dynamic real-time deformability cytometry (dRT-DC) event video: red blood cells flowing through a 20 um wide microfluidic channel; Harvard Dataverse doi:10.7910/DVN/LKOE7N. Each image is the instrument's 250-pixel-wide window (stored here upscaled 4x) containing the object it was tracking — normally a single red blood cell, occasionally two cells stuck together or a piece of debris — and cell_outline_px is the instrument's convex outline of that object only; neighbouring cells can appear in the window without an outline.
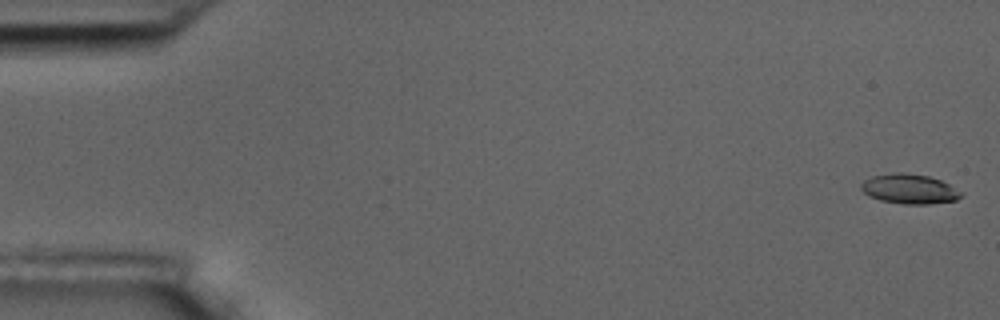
{"species": "common noctule bat (a hibernating species)", "species_latin": "Nyctalus noctula", "temperature_condition": "room temperature", "stored_images_in_passage": 10, "camera_frame_rate_fps": 3000, "um_per_image_px": 0.085, "animal": {"sex": "male", "body_mass_g": 17.5, "forearm_length_mm": 52.3}, "frame": {"image": 1, "passage_image": 1, "time_ms": 0.0, "image_size_px": [1000, 320], "cell_outline_px": [[964, 196], [956, 200], [928, 204], [904, 204], [880, 200], [868, 196], [860, 188], [860, 184], [864, 180], [872, 176], [892, 172], [900, 172], [928, 176], [940, 180], [964, 192]], "centroid_in_image_um": [77.3, 16.06], "position_along_channel_um": 7.7, "area_um2": 17.46}}
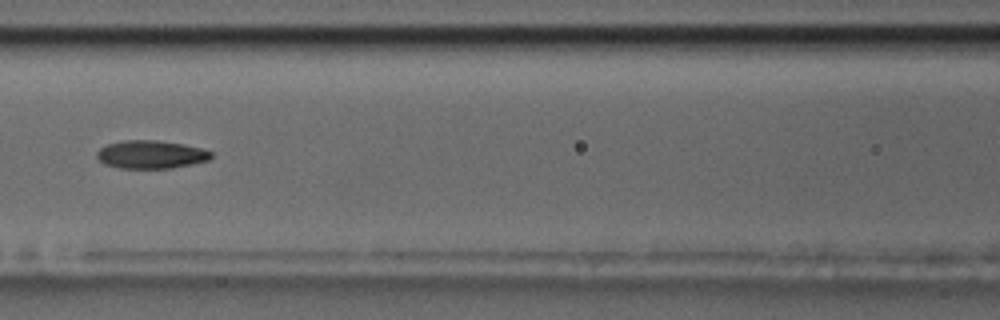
{"frame": {"image": 2, "passage_image": 8, "time_ms": 8.0, "image_size_px": [1000, 320], "cell_outline_px": [[212, 156], [208, 160], [192, 164], [172, 168], [120, 168], [104, 164], [96, 156], [96, 152], [100, 148], [108, 144], [124, 140], [156, 140], [184, 144], [200, 148], [212, 152]], "centroid_in_image_um": [12.82, 13.13], "position_along_channel_um": 153.8, "area_um2": 18.67}}
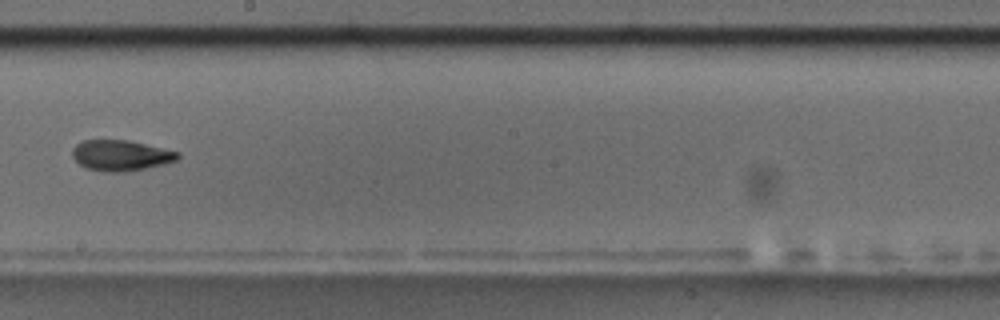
{"frame": {"image": 3, "passage_image": 10, "time_ms": 10.333, "image_size_px": [1000, 320], "cell_outline_px": [[180, 156], [176, 160], [164, 164], [144, 168], [116, 172], [108, 172], [88, 168], [80, 164], [72, 156], [72, 148], [76, 144], [84, 140], [128, 140], [180, 152]], "centroid_in_image_um": [10.26, 13.19], "position_along_channel_um": 237.9, "area_um2": 18.55}}